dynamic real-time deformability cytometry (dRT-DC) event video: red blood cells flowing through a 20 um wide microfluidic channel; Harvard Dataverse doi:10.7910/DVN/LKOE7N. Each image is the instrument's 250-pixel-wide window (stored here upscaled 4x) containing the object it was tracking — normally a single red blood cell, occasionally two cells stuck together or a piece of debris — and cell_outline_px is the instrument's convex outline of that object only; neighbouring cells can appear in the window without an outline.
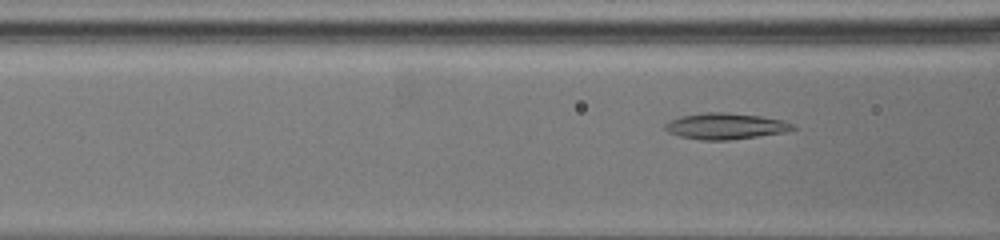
{"species": "common noctule bat (a hibernating species)", "species_latin": "Nyctalus noctula", "temperature_condition": "warm", "stored_images_in_passage": 81, "camera_frame_rate_fps": 3000, "um_per_image_px": 0.085, "animal": {"sex": "female", "body_mass_g": 19.5, "forearm_length_mm": 54.1}, "frame": {"image": 1, "passage_image": 13, "time_ms": 2.333, "image_size_px": [1000, 240], "cell_outline_px": [[800, 128], [784, 132], [728, 140], [700, 140], [680, 136], [668, 132], [664, 128], [664, 124], [668, 120], [680, 116], [704, 112], [724, 112], [760, 116], [784, 120], [796, 124]], "centroid_in_image_um": [61.68, 10.71], "position_along_channel_um": 104.9, "area_um2": 19.65}}
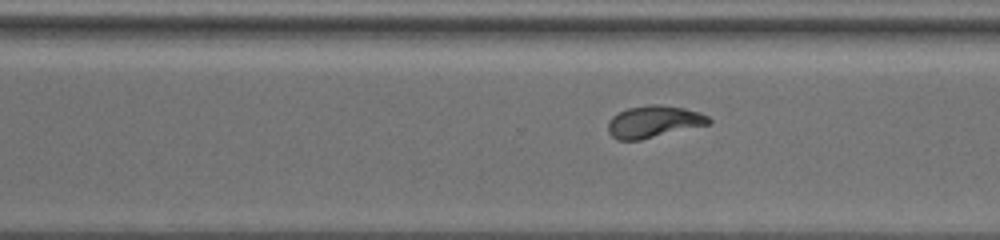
{"frame": {"image": 2, "passage_image": 44, "time_ms": 9.667, "image_size_px": [1000, 240], "cell_outline_px": [[712, 120], [708, 124], [640, 140], [616, 140], [608, 132], [608, 120], [612, 116], [628, 108], [648, 104], [660, 104], [684, 108], [700, 112], [708, 116]], "centroid_in_image_um": [55.54, 10.33], "position_along_channel_um": 315.1, "area_um2": 18.73}}
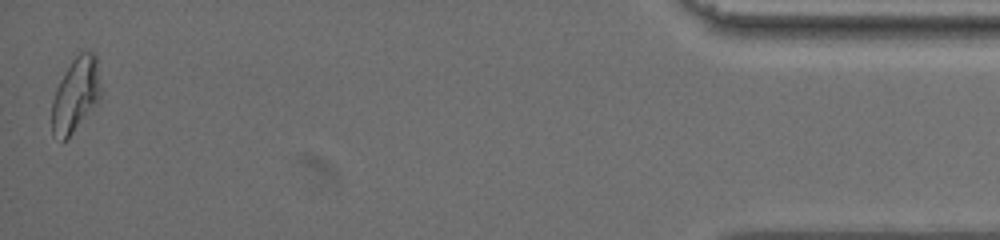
{"frame": {"image": 3, "passage_image": 78, "time_ms": 16.333, "image_size_px": [1000, 240], "cell_outline_px": [[100, 96], [96, 104], [72, 132], [64, 140], [52, 136], [52, 100], [56, 88], [64, 72], [72, 60], [80, 52], [92, 52], [96, 56], [100, 88]], "centroid_in_image_um": [6.4, 8.04], "position_along_channel_um": 428.8, "area_um2": 20.63}}